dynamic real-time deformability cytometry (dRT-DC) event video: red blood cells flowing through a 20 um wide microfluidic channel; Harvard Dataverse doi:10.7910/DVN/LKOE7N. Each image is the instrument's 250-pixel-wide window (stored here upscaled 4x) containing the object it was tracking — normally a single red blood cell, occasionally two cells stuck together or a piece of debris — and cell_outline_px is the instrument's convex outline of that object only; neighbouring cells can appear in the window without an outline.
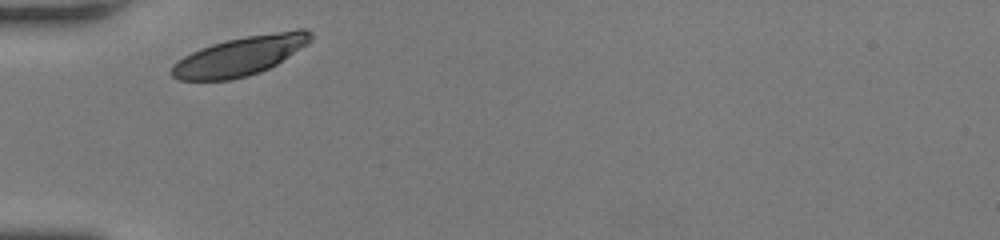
{"species": "human", "species_latin": "Homo sapiens", "temperature_condition": "room temperature", "stored_images_in_passage": 27, "camera_frame_rate_fps": 3000, "um_per_image_px": 0.085, "donor": {"sex": "female"}, "frame": {"image": 1, "passage_image": 1, "time_ms": 0.0, "image_size_px": [1000, 240], "cell_outline_px": [[312, 40], [276, 64], [260, 72], [248, 76], [228, 80], [180, 80], [172, 76], [168, 72], [172, 64], [176, 60], [200, 48], [212, 44], [228, 40], [248, 36], [300, 28], [308, 28], [312, 32]], "centroid_in_image_um": [20.38, 4.76], "position_along_channel_um": 64.6, "area_um2": 31.5}}
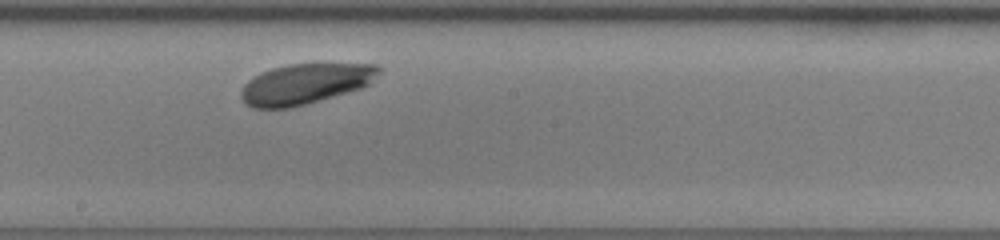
{"frame": {"image": 2, "passage_image": 14, "time_ms": 4.333, "image_size_px": [1000, 240], "cell_outline_px": [[384, 72], [372, 84], [348, 92], [308, 104], [288, 108], [252, 108], [244, 104], [240, 96], [240, 92], [244, 84], [248, 80], [260, 72], [272, 68], [288, 64], [380, 64]], "centroid_in_image_um": [25.99, 7.13], "position_along_channel_um": 222.2, "area_um2": 33.06}}
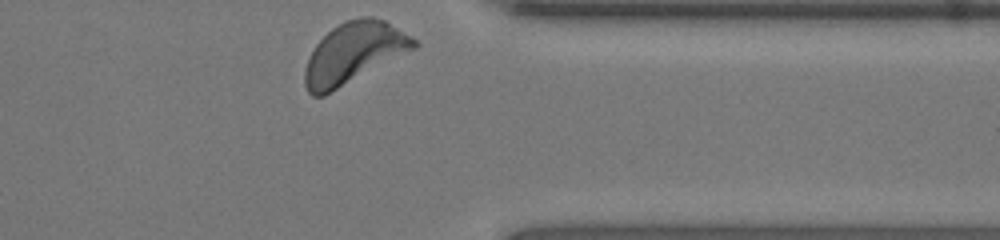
{"frame": {"image": 3, "passage_image": 27, "time_ms": 8.667, "image_size_px": [1000, 240], "cell_outline_px": [[420, 44], [416, 48], [324, 96], [312, 96], [308, 92], [304, 84], [304, 68], [316, 44], [332, 28], [348, 20], [364, 16], [372, 16], [384, 20], [412, 36]], "centroid_in_image_um": [30.08, 4.51], "position_along_channel_um": 381.3, "area_um2": 38.44}, "authors_computed_cell_mechanics": {"area_um2": 33.1772, "velocity_mm_per_s": 3.7615, "shape_relaxation_time_tau1_ms": 1.3383, "shape_relaxation_time_tau2_ms": null, "deformation_change_tau1": 0.0768, "deformation_change_tau2": null}}